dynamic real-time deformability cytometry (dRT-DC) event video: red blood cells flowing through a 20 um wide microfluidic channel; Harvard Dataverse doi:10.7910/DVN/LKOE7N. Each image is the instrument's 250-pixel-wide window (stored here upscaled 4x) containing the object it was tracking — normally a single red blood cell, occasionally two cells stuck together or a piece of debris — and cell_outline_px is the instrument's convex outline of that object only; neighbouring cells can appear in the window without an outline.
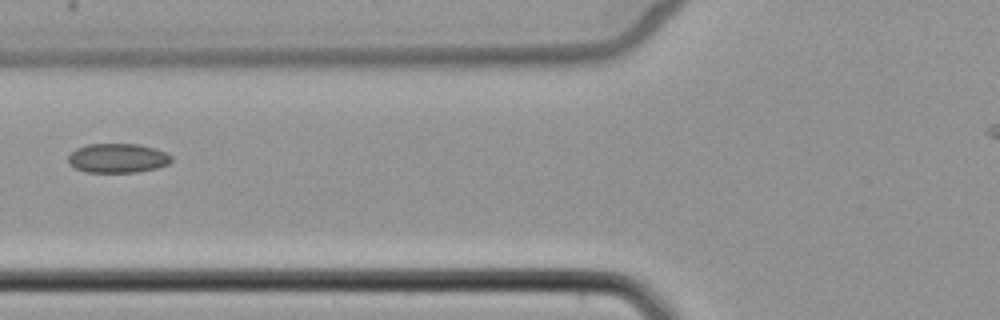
{"species": "common noctule bat (a hibernating species)", "species_latin": "Nyctalus noctula", "temperature_condition": "cold", "stored_images_in_passage": 6, "camera_frame_rate_fps": 3000, "um_per_image_px": 0.085, "animal": {"sex": "female", "body_mass_g": 22.7, "forearm_length_mm": 54.2}, "frame": {"image": 1, "passage_image": 5, "time_ms": 5.0, "image_size_px": [1000, 320], "cell_outline_px": [[172, 160], [168, 164], [156, 168], [136, 172], [88, 172], [76, 168], [68, 164], [68, 156], [76, 148], [88, 144], [140, 144], [164, 152], [172, 156]], "centroid_in_image_um": [9.98, 13.44], "position_along_channel_um": 115.8, "area_um2": 17.51}}
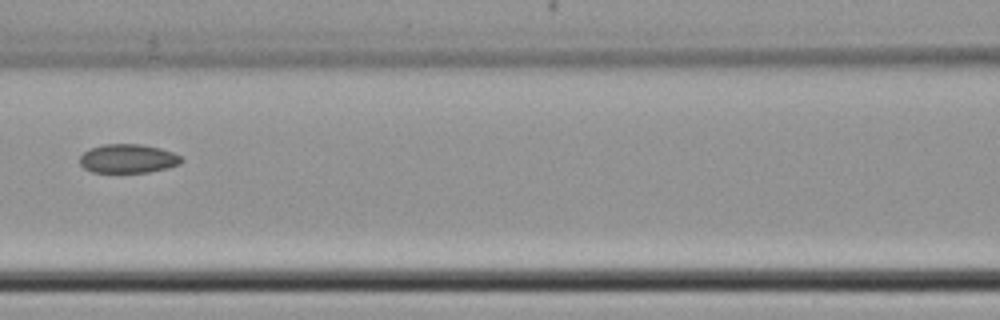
{"frame": {"image": 2, "passage_image": 6, "time_ms": 6.0, "image_size_px": [1000, 320], "cell_outline_px": [[184, 160], [180, 164], [168, 168], [148, 172], [92, 172], [84, 168], [80, 164], [80, 156], [84, 152], [92, 148], [104, 144], [140, 144], [160, 148], [172, 152], [180, 156]], "centroid_in_image_um": [10.9, 13.48], "position_along_channel_um": 155.7, "area_um2": 17.05}}